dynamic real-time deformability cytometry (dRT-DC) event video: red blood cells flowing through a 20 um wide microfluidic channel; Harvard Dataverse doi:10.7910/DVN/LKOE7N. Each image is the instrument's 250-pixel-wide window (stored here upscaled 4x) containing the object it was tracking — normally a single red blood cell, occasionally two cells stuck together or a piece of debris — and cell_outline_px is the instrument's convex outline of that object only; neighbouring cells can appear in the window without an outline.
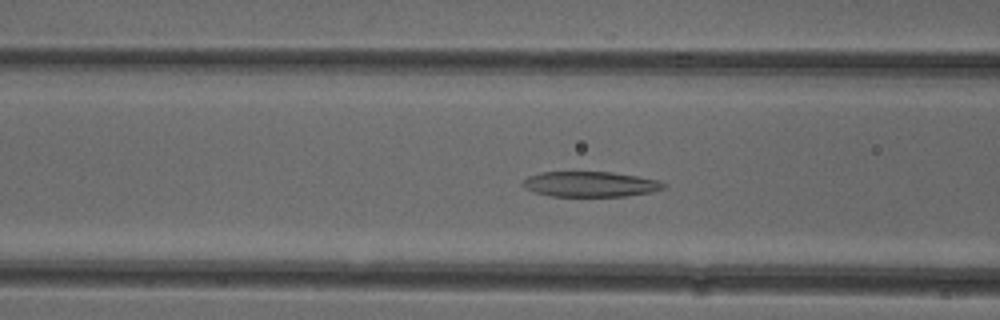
{"species": "common noctule bat (a hibernating species)", "species_latin": "Nyctalus noctula", "temperature_condition": "cold", "stored_images_in_passage": 37, "camera_frame_rate_fps": 3000, "um_per_image_px": 0.085, "animal": {"sex": "female"}, "frame": {"image": 1, "passage_image": 13, "time_ms": 4.0, "image_size_px": [1000, 320], "cell_outline_px": [[668, 184], [664, 188], [652, 192], [628, 196], [548, 196], [524, 188], [520, 184], [528, 176], [540, 172], [612, 172], [636, 176], [656, 180]], "centroid_in_image_um": [50.16, 15.66], "position_along_channel_um": 116.4, "area_um2": 20.81}}
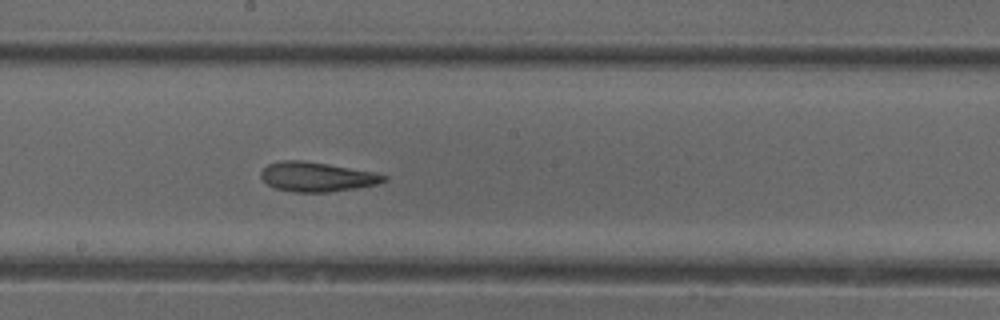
{"frame": {"image": 2, "passage_image": 21, "time_ms": 6.667, "image_size_px": [1000, 320], "cell_outline_px": [[388, 180], [376, 184], [328, 192], [292, 192], [276, 188], [268, 184], [260, 176], [260, 172], [268, 164], [280, 160], [300, 160], [328, 164], [372, 172], [388, 176]], "centroid_in_image_um": [26.9, 15.02], "position_along_channel_um": 221.3, "area_um2": 20.87}}
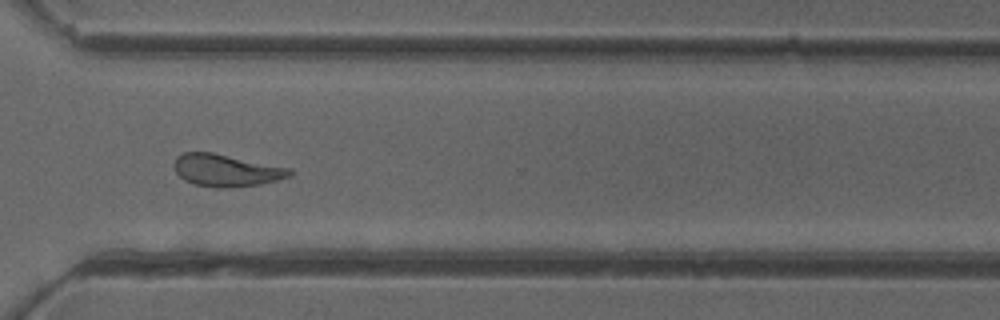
{"frame": {"image": 3, "passage_image": 31, "time_ms": 10.0, "image_size_px": [1000, 320], "cell_outline_px": [[292, 176], [260, 184], [224, 188], [216, 188], [196, 184], [184, 180], [176, 172], [172, 164], [176, 156], [184, 152], [212, 152], [292, 168]], "centroid_in_image_um": [19.22, 14.47], "position_along_channel_um": 351.4, "area_um2": 21.79}, "authors_computed_cell_mechanics": {"area_um2": 21.7906, "velocity_mm_per_s": 3.9148, "shape_relaxation_time_tau1_ms": null, "shape_relaxation_time_tau2_ms": 3.1412, "deformation_change_tau1": null, "deformation_change_tau2": 0.1166}}